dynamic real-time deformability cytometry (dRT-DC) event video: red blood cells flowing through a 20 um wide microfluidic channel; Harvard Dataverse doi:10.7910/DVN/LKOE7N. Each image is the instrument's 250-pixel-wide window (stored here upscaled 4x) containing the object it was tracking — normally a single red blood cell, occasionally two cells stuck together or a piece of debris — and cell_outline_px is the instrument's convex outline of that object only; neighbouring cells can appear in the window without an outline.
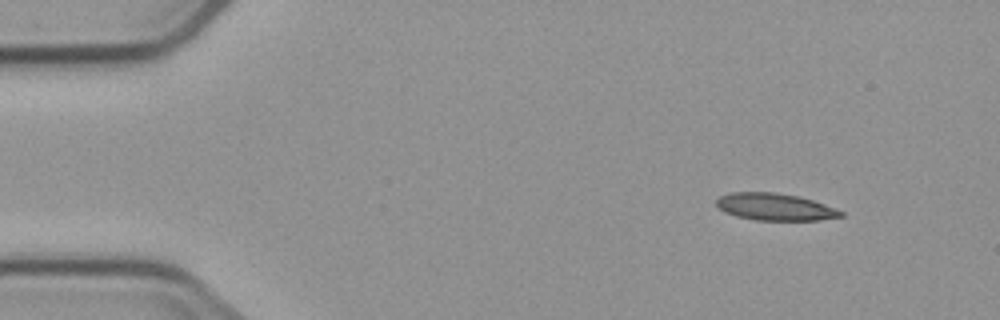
{"species": "common noctule bat (a hibernating species)", "species_latin": "Nyctalus noctula", "temperature_condition": "cold", "stored_images_in_passage": 5, "camera_frame_rate_fps": 3000, "um_per_image_px": 0.085, "animal": {"sex": "male", "body_mass_g": 23.1, "forearm_length_mm": 52.7}, "frame": {"image": 1, "passage_image": 2, "time_ms": 1.333, "image_size_px": [1000, 320], "cell_outline_px": [[844, 216], [820, 220], [756, 220], [736, 216], [724, 212], [716, 208], [716, 200], [720, 196], [732, 192], [776, 192], [800, 196], [824, 204], [844, 212]], "centroid_in_image_um": [65.85, 17.58], "position_along_channel_um": 19.2, "area_um2": 19.77}}
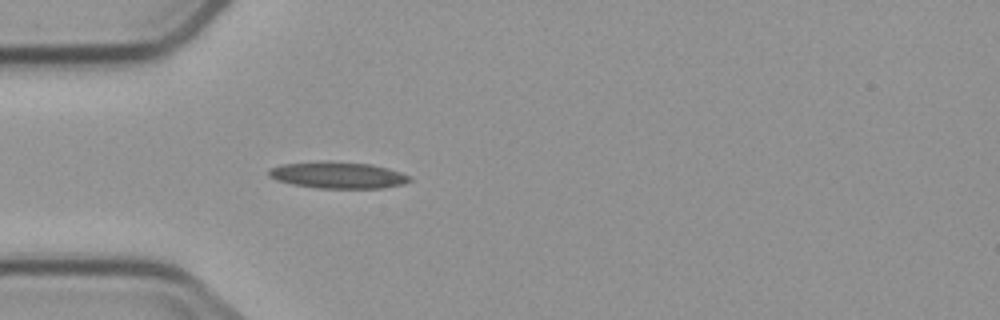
{"frame": {"image": 2, "passage_image": 5, "time_ms": 4.667, "image_size_px": [1000, 320], "cell_outline_px": [[412, 180], [404, 184], [384, 188], [316, 188], [292, 184], [276, 180], [268, 176], [268, 168], [280, 164], [328, 160], [372, 164], [388, 168], [412, 176]], "centroid_in_image_um": [28.71, 14.87], "position_along_channel_um": 56.3, "area_um2": 22.25}}